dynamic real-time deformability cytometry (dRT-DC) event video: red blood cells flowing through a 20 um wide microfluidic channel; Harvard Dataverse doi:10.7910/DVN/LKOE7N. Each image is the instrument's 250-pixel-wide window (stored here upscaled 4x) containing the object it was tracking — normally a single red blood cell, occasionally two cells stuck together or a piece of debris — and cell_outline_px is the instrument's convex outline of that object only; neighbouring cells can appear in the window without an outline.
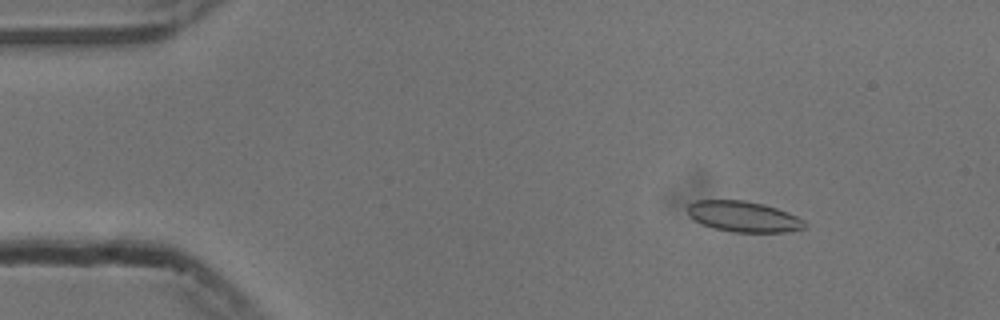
{"species": "common noctule bat (a hibernating species)", "species_latin": "Nyctalus noctula", "temperature_condition": "cold", "stored_images_in_passage": 15, "camera_frame_rate_fps": 3000, "um_per_image_px": 0.085, "animal": {"sex": "male", "body_mass_g": 13.3}, "frame": {"image": 1, "passage_image": 5, "time_ms": 1.333, "image_size_px": [1000, 320], "cell_outline_px": [[804, 228], [788, 232], [732, 232], [712, 228], [688, 216], [688, 204], [696, 200], [744, 200], [764, 204], [788, 212], [804, 220]], "centroid_in_image_um": [63.19, 18.4], "position_along_channel_um": 21.8, "area_um2": 20.92}}